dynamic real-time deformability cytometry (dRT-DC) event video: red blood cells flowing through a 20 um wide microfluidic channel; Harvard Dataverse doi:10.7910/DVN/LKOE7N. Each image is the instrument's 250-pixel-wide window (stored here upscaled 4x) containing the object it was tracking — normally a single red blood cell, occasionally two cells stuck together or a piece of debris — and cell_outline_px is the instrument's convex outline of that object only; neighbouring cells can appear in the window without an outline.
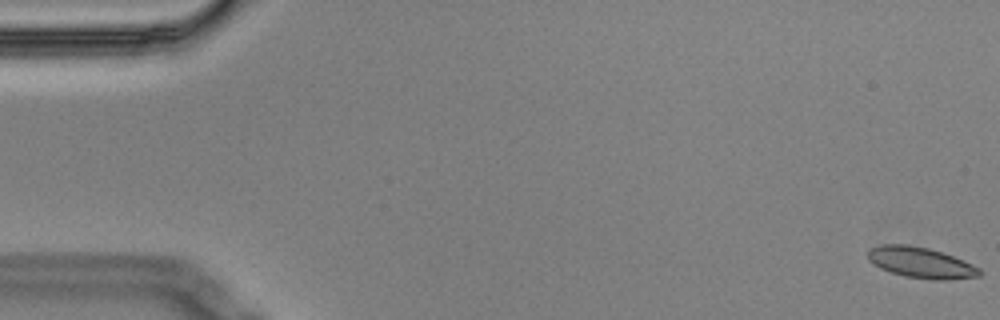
{"species": "Egyptian fruit bat (a non-hibernating species)", "species_latin": "Rousettus aegyptiacus", "temperature_condition": "cold", "stored_images_in_passage": 5, "camera_frame_rate_fps": 3000, "um_per_image_px": 0.085, "animal": {"sex": "male"}, "frame": {"image": 1, "passage_image": 1, "time_ms": 0.0, "image_size_px": [1000, 320], "cell_outline_px": [[980, 276], [948, 280], [936, 280], [904, 276], [880, 268], [872, 264], [868, 260], [868, 248], [880, 244], [908, 244], [928, 248], [964, 260], [980, 268]], "centroid_in_image_um": [78.24, 22.31], "position_along_channel_um": 6.8, "area_um2": 20.11}}
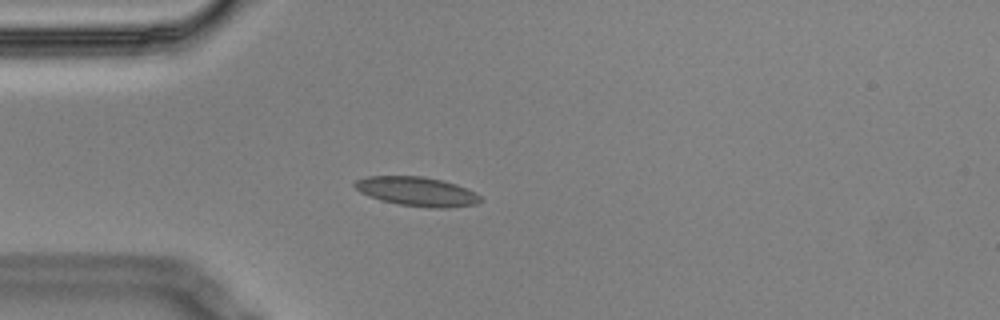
{"frame": {"image": 2, "passage_image": 5, "time_ms": 1.333, "image_size_px": [1000, 320], "cell_outline_px": [[480, 200], [476, 204], [448, 208], [428, 208], [400, 204], [380, 200], [368, 196], [360, 192], [352, 184], [356, 180], [368, 176], [424, 176], [456, 184], [476, 192], [480, 196]], "centroid_in_image_um": [35.42, 16.28], "position_along_channel_um": 49.6, "area_um2": 21.39}}